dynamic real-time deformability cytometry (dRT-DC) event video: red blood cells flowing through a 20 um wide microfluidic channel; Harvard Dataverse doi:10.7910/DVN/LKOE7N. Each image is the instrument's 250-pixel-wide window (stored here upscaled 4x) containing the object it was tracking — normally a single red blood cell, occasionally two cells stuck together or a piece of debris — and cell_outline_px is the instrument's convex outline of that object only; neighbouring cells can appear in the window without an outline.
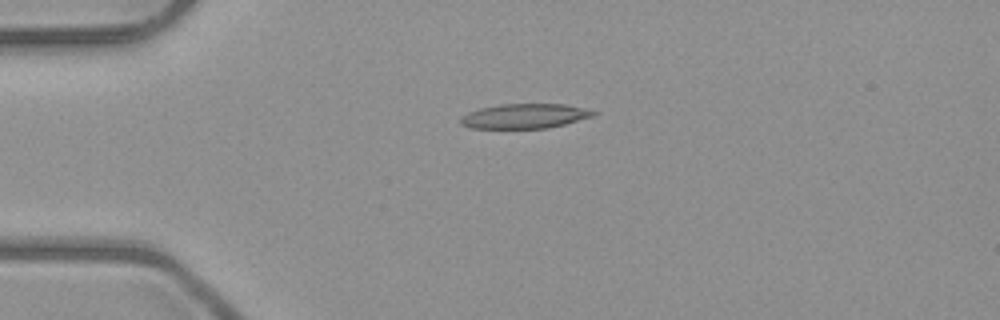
{"species": "common noctule bat (a hibernating species)", "species_latin": "Nyctalus noctula", "temperature_condition": "room temperature", "stored_images_in_passage": 2, "camera_frame_rate_fps": 3000, "um_per_image_px": 0.085, "animal": {"sex": "male", "body_mass_g": 23.1, "forearm_length_mm": 52.7}, "frame": {"image": 1, "passage_image": 1, "time_ms": 0.0, "image_size_px": [1000, 320], "cell_outline_px": [[596, 112], [592, 116], [564, 124], [548, 128], [472, 128], [460, 124], [460, 116], [468, 112], [480, 108], [500, 104], [564, 104]], "centroid_in_image_um": [44.51, 9.87], "position_along_channel_um": 40.5, "area_um2": 18.84}}